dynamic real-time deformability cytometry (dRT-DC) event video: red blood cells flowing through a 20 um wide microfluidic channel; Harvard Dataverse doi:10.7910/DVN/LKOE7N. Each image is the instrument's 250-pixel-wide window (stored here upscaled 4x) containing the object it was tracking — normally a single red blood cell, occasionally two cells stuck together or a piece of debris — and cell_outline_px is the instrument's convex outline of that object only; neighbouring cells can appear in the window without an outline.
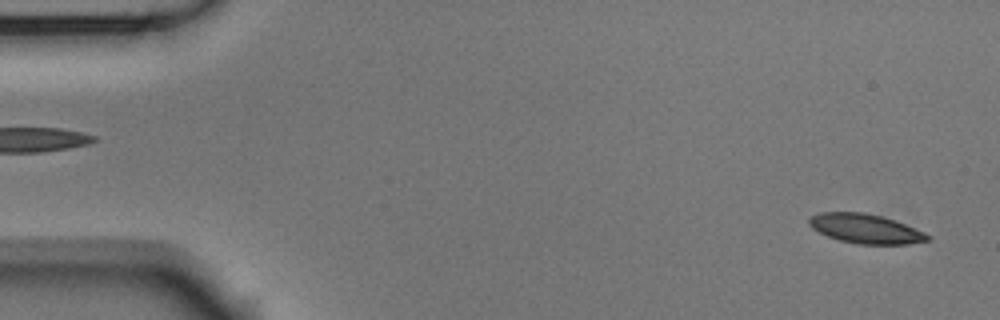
{"species": "Egyptian fruit bat (a non-hibernating species)", "species_latin": "Rousettus aegyptiacus", "temperature_condition": "room temperature", "stored_images_in_passage": 5, "camera_frame_rate_fps": 3000, "um_per_image_px": 0.085, "animal": {"sex": "male"}, "frame": {"image": 1, "passage_image": 5, "time_ms": 1.333, "image_size_px": [1000, 320], "cell_outline_px": [[932, 240], [908, 244], [856, 244], [840, 240], [828, 236], [812, 228], [808, 224], [808, 216], [820, 212], [864, 212], [896, 220], [924, 232], [932, 236]], "centroid_in_image_um": [73.58, 19.43], "position_along_channel_um": 11.4, "area_um2": 20.46}}